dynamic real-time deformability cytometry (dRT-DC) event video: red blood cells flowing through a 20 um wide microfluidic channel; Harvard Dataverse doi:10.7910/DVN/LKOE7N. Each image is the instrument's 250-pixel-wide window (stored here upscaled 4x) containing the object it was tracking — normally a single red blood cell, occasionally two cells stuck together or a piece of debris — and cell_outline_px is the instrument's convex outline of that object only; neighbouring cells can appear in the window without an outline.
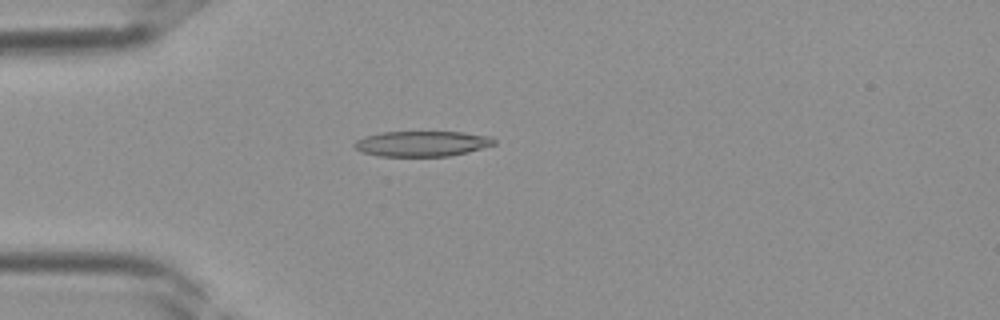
{"species": "Egyptian fruit bat (a non-hibernating species)", "species_latin": "Rousettus aegyptiacus", "temperature_condition": "room temperature", "stored_images_in_passage": 37, "camera_frame_rate_fps": 3000, "um_per_image_px": 0.085, "frame": {"image": 1, "passage_image": 10, "time_ms": 3.0, "image_size_px": [1000, 320], "cell_outline_px": [[496, 144], [468, 152], [448, 156], [380, 156], [360, 152], [352, 144], [356, 140], [364, 136], [380, 132], [464, 132], [492, 136], [496, 140]], "centroid_in_image_um": [35.87, 12.2], "position_along_channel_um": 49.1, "area_um2": 20.87}}
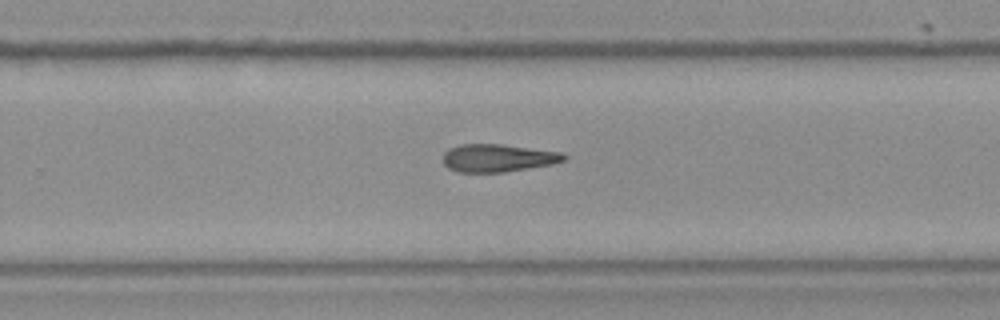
{"frame": {"image": 2, "passage_image": 24, "time_ms": 7.667, "image_size_px": [1000, 320], "cell_outline_px": [[568, 160], [552, 164], [504, 172], [456, 172], [448, 168], [444, 164], [444, 152], [448, 148], [460, 144], [500, 144], [560, 152], [568, 156]], "centroid_in_image_um": [42.31, 13.43], "position_along_channel_um": 287.5, "area_um2": 19.59}}
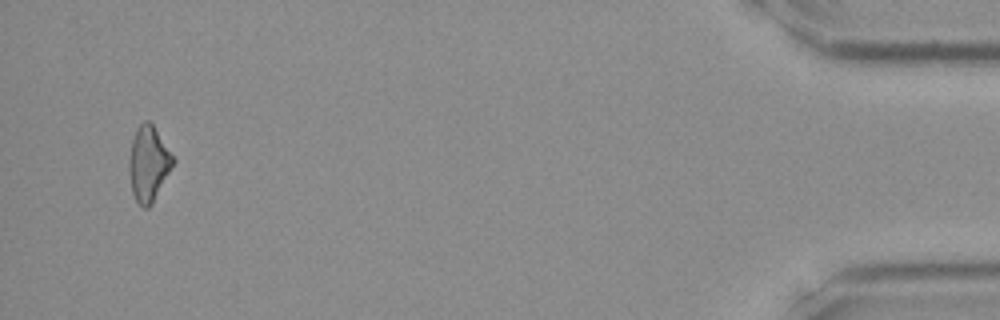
{"frame": {"image": 3, "passage_image": 36, "time_ms": 11.667, "image_size_px": [1000, 320], "cell_outline_px": [[176, 160], [152, 204], [148, 208], [144, 208], [136, 200], [132, 192], [128, 168], [128, 160], [132, 140], [136, 128], [144, 120], [148, 120], [152, 124], [176, 156]], "centroid_in_image_um": [12.64, 13.89], "position_along_channel_um": 422.6, "area_um2": 19.54}}